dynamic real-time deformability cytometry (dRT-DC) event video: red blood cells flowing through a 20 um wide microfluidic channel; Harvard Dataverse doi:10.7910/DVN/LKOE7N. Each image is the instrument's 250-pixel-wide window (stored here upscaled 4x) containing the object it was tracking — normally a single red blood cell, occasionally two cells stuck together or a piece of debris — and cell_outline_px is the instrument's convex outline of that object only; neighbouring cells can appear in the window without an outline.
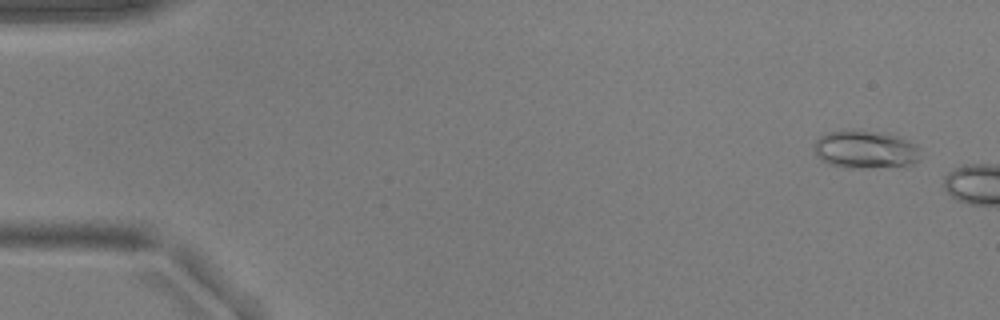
{"species": "common noctule bat (a hibernating species)", "species_latin": "Nyctalus noctula", "temperature_condition": "warm", "stored_images_in_passage": 7, "camera_frame_rate_fps": 3000, "um_per_image_px": 0.085, "animal": {"sex": "male", "body_mass_g": 17.9, "forearm_length_mm": 54.2}, "frame": {"image": 1, "passage_image": 3, "time_ms": 0.667, "image_size_px": [1000, 320], "cell_outline_px": [[920, 160], [912, 164], [864, 168], [844, 168], [828, 164], [820, 160], [816, 156], [812, 144], [820, 136], [828, 132], [856, 128], [900, 136], [916, 144], [920, 148]], "centroid_in_image_um": [73.52, 12.69], "position_along_channel_um": 11.5, "area_um2": 24.16}}